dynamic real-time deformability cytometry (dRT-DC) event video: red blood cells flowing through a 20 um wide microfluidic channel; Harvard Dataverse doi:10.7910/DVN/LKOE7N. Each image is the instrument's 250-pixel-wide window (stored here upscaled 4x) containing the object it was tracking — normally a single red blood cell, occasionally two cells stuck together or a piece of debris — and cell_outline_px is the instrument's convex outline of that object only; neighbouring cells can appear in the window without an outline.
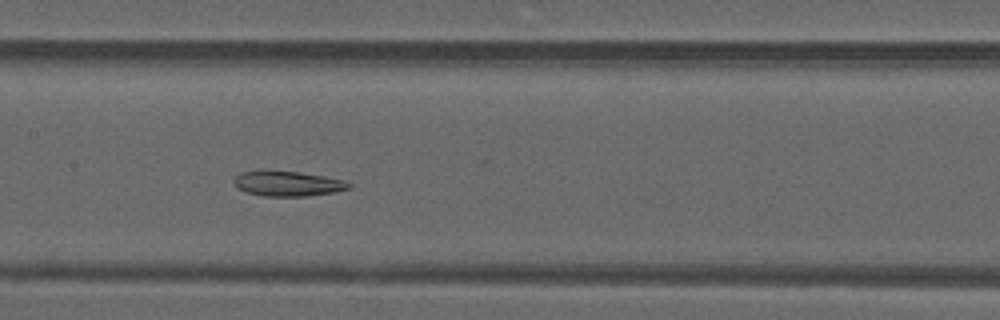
{"species": "common noctule bat (a hibernating species)", "species_latin": "Nyctalus noctula", "temperature_condition": "warm", "stored_images_in_passage": 36, "camera_frame_rate_fps": 3000, "um_per_image_px": 0.085, "animal": {"sex": "male", "forearm_length_mm": 52.5}, "frame": {"image": 1, "passage_image": 11, "time_ms": 3.333, "image_size_px": [1000, 320], "cell_outline_px": [[352, 188], [332, 192], [308, 196], [264, 196], [248, 192], [236, 188], [232, 180], [236, 176], [244, 172], [300, 172], [324, 176], [344, 180], [352, 184]], "centroid_in_image_um": [24.5, 15.63], "position_along_channel_um": 182.9, "area_um2": 16.42}}
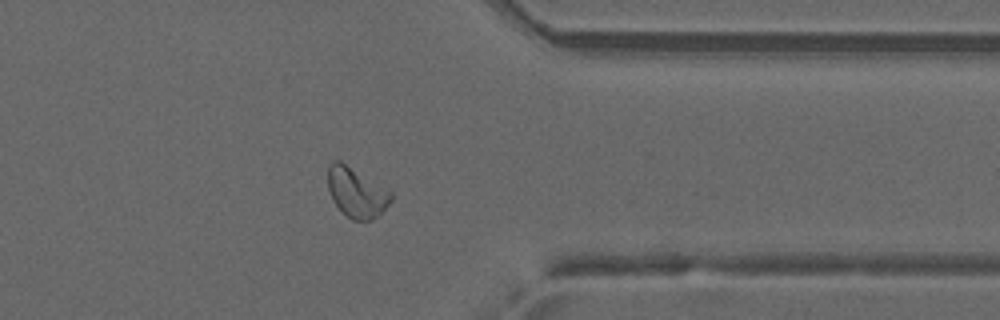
{"frame": {"image": 2, "passage_image": 26, "time_ms": 8.333, "image_size_px": [1000, 320], "cell_outline_px": [[392, 200], [372, 220], [352, 220], [332, 200], [328, 188], [328, 164], [332, 160], [340, 160], [392, 192]], "centroid_in_image_um": [30.27, 16.33], "position_along_channel_um": 381.1, "area_um2": 18.03}}
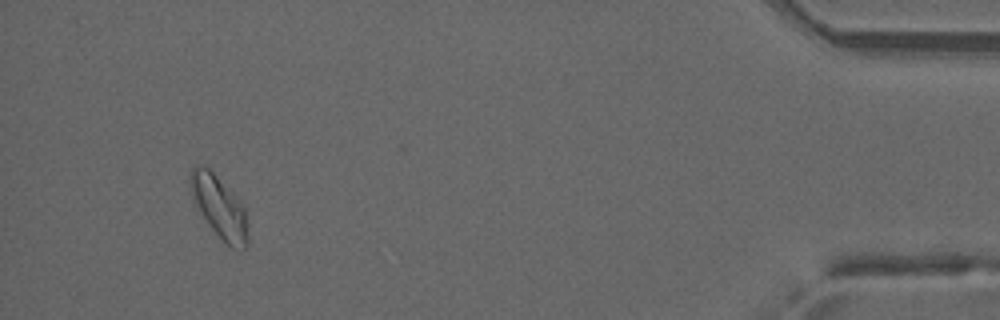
{"frame": {"image": 3, "passage_image": 33, "time_ms": 10.667, "image_size_px": [1000, 320], "cell_outline_px": [[248, 244], [244, 248], [232, 248], [212, 228], [196, 208], [192, 200], [188, 188], [188, 180], [192, 168], [196, 164], [200, 164], [208, 168], [240, 200], [244, 208], [248, 236]], "centroid_in_image_um": [18.58, 17.54], "position_along_channel_um": 416.6, "area_um2": 20.69}, "authors_computed_cell_mechanics": {"area_um2": 17.6868, "velocity_mm_per_s": 4.1413, "shape_relaxation_time_tau1_ms": null, "shape_relaxation_time_tau2_ms": 5.8823, "deformation_change_tau1": null, "deformation_change_tau2": 0.1289}}